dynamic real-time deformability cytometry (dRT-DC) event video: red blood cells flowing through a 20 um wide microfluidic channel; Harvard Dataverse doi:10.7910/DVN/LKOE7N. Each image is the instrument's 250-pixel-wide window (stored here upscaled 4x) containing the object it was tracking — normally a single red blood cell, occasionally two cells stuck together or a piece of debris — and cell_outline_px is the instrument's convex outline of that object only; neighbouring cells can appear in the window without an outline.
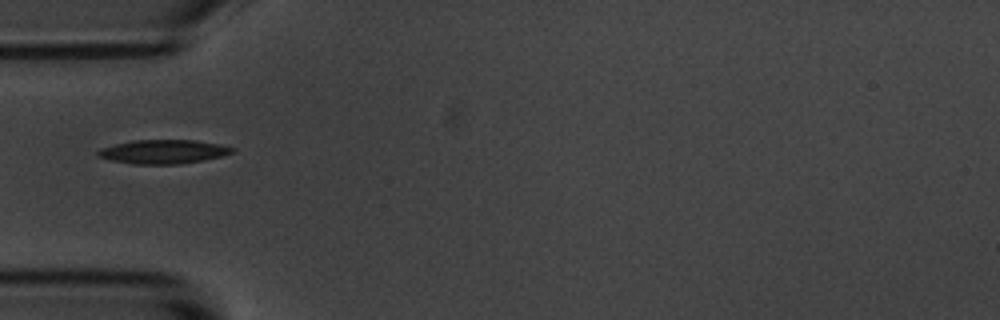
{"species": "common noctule bat (a hibernating species)", "species_latin": "Nyctalus noctula", "temperature_condition": "room temperature", "stored_images_in_passage": 1, "camera_frame_rate_fps": 3000, "um_per_image_px": 0.085, "animal": {"sex": "male", "body_mass_g": 20.1, "forearm_length_mm": 53.5}, "frame": {"image": 1, "passage_image": 1, "time_ms": 0.0, "image_size_px": [1000, 320], "cell_outline_px": [[236, 148], [232, 152], [224, 156], [204, 160], [180, 164], [132, 164], [112, 160], [96, 156], [96, 152], [100, 148], [132, 140], [192, 140], [220, 144]], "centroid_in_image_um": [13.88, 12.89], "position_along_channel_um": 71.1, "area_um2": 18.79}}